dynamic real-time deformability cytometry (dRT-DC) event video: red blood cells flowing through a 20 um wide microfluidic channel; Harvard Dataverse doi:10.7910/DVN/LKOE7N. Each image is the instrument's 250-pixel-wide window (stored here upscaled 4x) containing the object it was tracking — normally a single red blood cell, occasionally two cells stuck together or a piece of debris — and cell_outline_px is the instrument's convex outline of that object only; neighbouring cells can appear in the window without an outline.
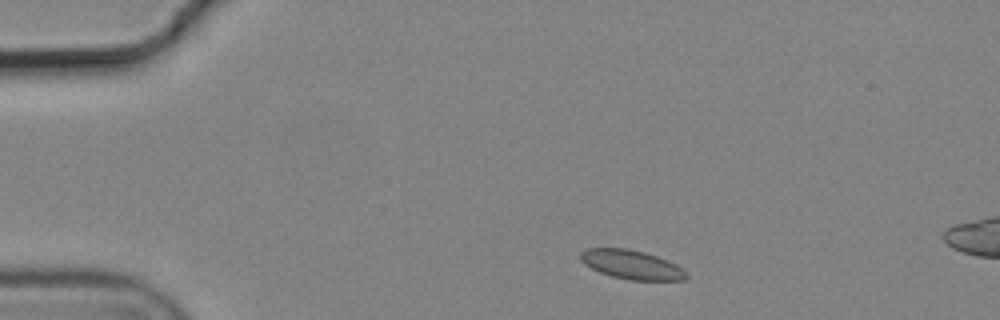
{"species": "common noctule bat (a hibernating species)", "species_latin": "Nyctalus noctula", "temperature_condition": "cold", "stored_images_in_passage": 3, "camera_frame_rate_fps": 3000, "um_per_image_px": 0.085, "animal": {"sex": "male", "body_mass_g": 19.2, "forearm_length_mm": 51.8}, "frame": {"image": 1, "passage_image": 1, "time_ms": 0.0, "image_size_px": [1000, 320], "cell_outline_px": [[688, 276], [684, 280], [628, 280], [612, 276], [600, 272], [584, 264], [580, 260], [580, 252], [588, 248], [628, 248], [644, 252], [668, 260], [676, 264]], "centroid_in_image_um": [53.65, 22.48], "position_along_channel_um": 31.3, "area_um2": 17.8}}